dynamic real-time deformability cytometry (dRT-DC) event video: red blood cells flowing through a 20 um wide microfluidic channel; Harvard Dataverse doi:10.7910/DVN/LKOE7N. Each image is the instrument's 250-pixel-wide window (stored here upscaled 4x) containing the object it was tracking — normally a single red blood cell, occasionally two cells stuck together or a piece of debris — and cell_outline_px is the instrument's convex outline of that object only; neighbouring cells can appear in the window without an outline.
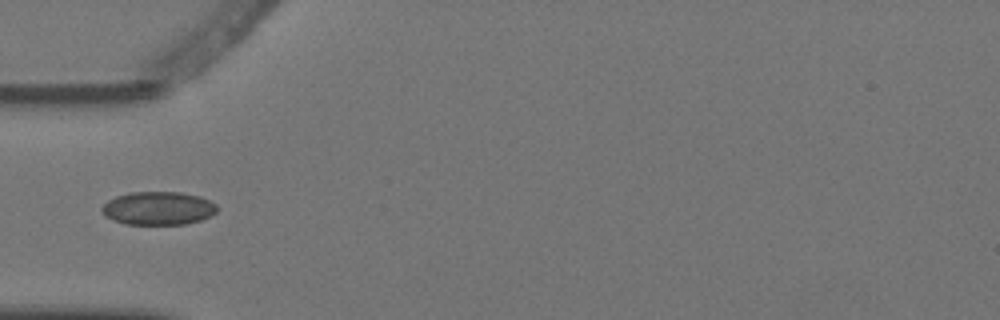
{"species": "Egyptian fruit bat (a non-hibernating species)", "species_latin": "Rousettus aegyptiacus", "temperature_condition": "warm", "stored_images_in_passage": 5, "camera_frame_rate_fps": 3000, "um_per_image_px": 0.085, "animal": {"sex": "female"}, "frame": {"image": 1, "passage_image": 4, "time_ms": 1.0, "image_size_px": [1000, 320], "cell_outline_px": [[220, 208], [216, 212], [200, 220], [184, 224], [124, 224], [112, 220], [104, 216], [100, 212], [100, 208], [108, 200], [116, 196], [132, 192], [180, 192], [200, 196], [216, 204]], "centroid_in_image_um": [13.42, 17.7], "position_along_channel_um": 71.6, "area_um2": 22.48}}
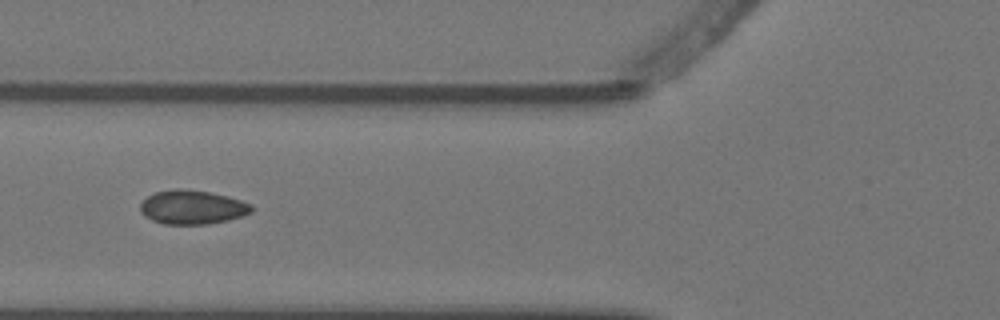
{"frame": {"image": 2, "passage_image": 5, "time_ms": 1.333, "image_size_px": [1000, 320], "cell_outline_px": [[252, 212], [228, 220], [208, 224], [164, 224], [152, 220], [144, 216], [140, 212], [140, 204], [148, 196], [156, 192], [176, 188], [180, 188], [208, 192], [228, 196], [252, 204]], "centroid_in_image_um": [16.33, 17.61], "position_along_channel_um": 109.5, "area_um2": 21.96}}